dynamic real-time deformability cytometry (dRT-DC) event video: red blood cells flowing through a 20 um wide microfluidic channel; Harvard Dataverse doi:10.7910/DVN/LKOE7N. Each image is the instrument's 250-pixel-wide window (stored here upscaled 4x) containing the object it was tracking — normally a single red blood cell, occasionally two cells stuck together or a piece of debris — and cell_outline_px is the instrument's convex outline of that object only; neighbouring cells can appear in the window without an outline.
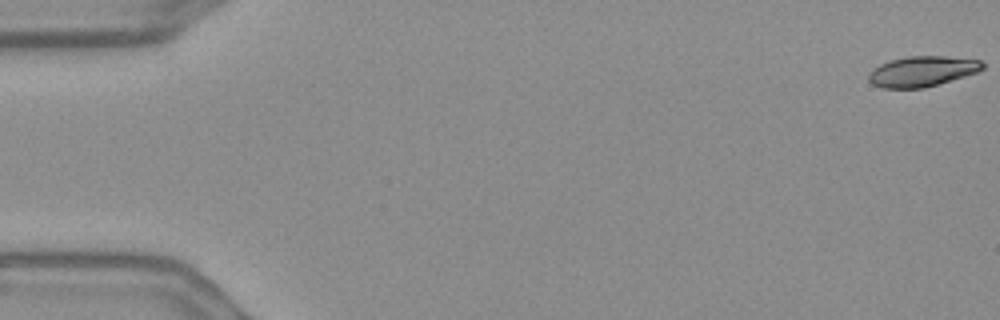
{"species": "Egyptian fruit bat (a non-hibernating species)", "species_latin": "Rousettus aegyptiacus", "temperature_condition": "warm", "stored_images_in_passage": 56, "camera_frame_rate_fps": 3000, "um_per_image_px": 0.085, "frame": {"image": 1, "passage_image": 1, "time_ms": 0.0, "image_size_px": [1000, 320], "cell_outline_px": [[984, 68], [976, 72], [964, 76], [924, 88], [884, 88], [872, 84], [868, 80], [868, 72], [880, 64], [892, 60], [908, 56], [944, 56], [980, 60], [984, 64]], "centroid_in_image_um": [78.36, 6.06], "position_along_channel_um": 6.6, "area_um2": 20.0}}
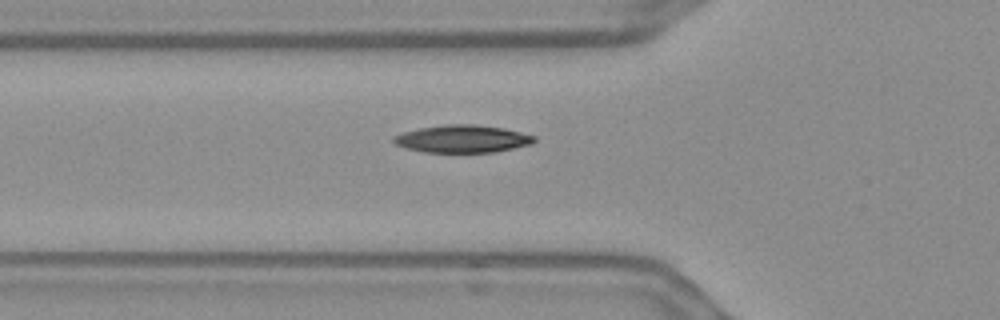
{"frame": {"image": 2, "passage_image": 20, "time_ms": 6.333, "image_size_px": [1000, 320], "cell_outline_px": [[536, 140], [532, 144], [496, 152], [424, 152], [404, 148], [396, 144], [392, 140], [392, 136], [404, 132], [420, 128], [444, 124], [476, 124], [504, 128], [536, 136]], "centroid_in_image_um": [39.31, 11.8], "position_along_channel_um": 86.5, "area_um2": 22.72}}
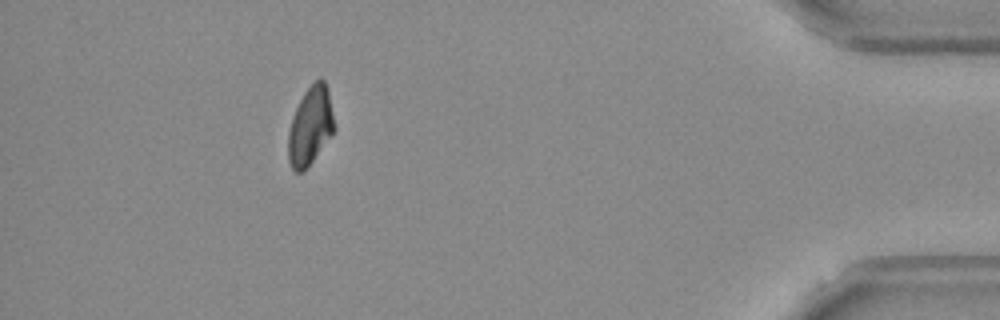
{"frame": {"image": 3, "passage_image": 51, "time_ms": 16.667, "image_size_px": [1000, 320], "cell_outline_px": [[336, 128], [304, 172], [296, 172], [292, 168], [288, 160], [288, 132], [292, 116], [304, 92], [320, 76], [324, 80], [328, 88], [336, 124]], "centroid_in_image_um": [26.39, 10.69], "position_along_channel_um": 408.8, "area_um2": 21.15}, "authors_computed_cell_mechanics": {"area_um2": 21.7906, "velocity_mm_per_s": 3.6526, "shape_relaxation_time_tau1_ms": 6.6276, "shape_relaxation_time_tau2_ms": null, "deformation_change_tau1": 0.1804, "deformation_change_tau2": null}}